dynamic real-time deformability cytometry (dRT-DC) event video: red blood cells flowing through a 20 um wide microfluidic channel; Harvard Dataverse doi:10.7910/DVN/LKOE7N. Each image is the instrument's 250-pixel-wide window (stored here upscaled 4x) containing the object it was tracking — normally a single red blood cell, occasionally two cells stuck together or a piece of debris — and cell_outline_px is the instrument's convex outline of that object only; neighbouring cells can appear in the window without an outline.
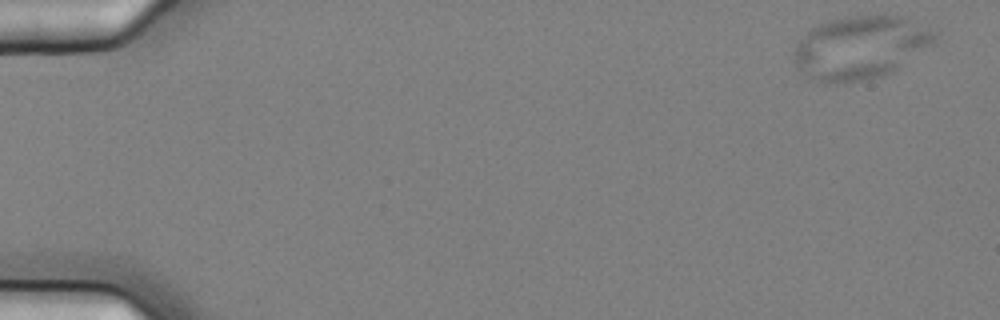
{"species": "common noctule bat (a hibernating species)", "species_latin": "Nyctalus noctula", "temperature_condition": "cold", "stored_images_in_passage": 9, "camera_frame_rate_fps": 3000, "um_per_image_px": 0.085, "animal": {"sex": "female", "body_mass_g": 25.1}, "frame": {"image": 1, "passage_image": 1, "time_ms": 0.0, "image_size_px": [1000, 320], "cell_outline_px": [[940, 32], [936, 40], [892, 72], [884, 76], [868, 80], [844, 84], [820, 84], [808, 80], [796, 68], [792, 60], [792, 52], [796, 44], [816, 24], [828, 20], [844, 16], [908, 16]], "centroid_in_image_um": [73.07, 4.06], "position_along_channel_um": 11.9, "area_um2": 53.06}}